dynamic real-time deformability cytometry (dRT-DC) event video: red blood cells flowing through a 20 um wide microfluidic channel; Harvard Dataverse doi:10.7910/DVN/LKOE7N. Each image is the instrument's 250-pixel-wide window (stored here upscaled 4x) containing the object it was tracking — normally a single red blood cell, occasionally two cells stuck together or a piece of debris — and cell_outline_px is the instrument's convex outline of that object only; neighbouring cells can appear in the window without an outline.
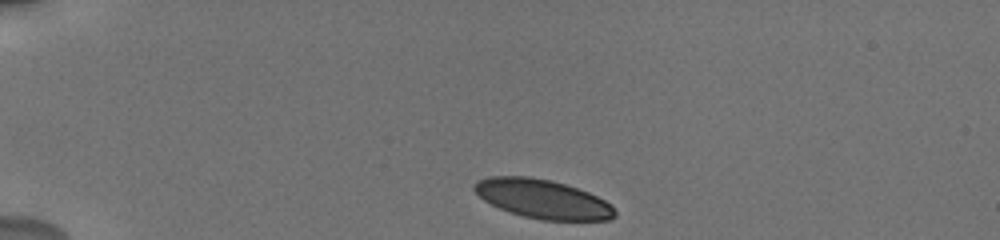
{"species": "human", "species_latin": "Homo sapiens", "temperature_condition": "cold", "stored_images_in_passage": 13, "camera_frame_rate_fps": 3000, "um_per_image_px": 0.085, "donor": {"sex": "male"}, "frame": {"image": 1, "passage_image": 1, "time_ms": 0.0, "image_size_px": [1000, 240], "cell_outline_px": [[616, 216], [608, 220], [544, 220], [524, 216], [500, 208], [484, 200], [472, 188], [476, 180], [492, 176], [528, 176], [552, 180], [588, 192], [612, 204], [616, 212]], "centroid_in_image_um": [46.14, 16.9], "position_along_channel_um": 38.9, "area_um2": 31.73}}
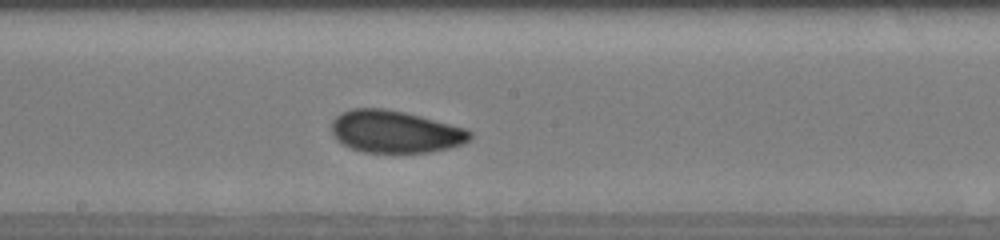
{"frame": {"image": 2, "passage_image": 10, "time_ms": 6.333, "image_size_px": [1000, 240], "cell_outline_px": [[472, 136], [468, 140], [460, 144], [448, 148], [428, 152], [364, 152], [352, 148], [336, 140], [332, 132], [332, 120], [336, 116], [352, 108], [384, 108], [404, 112], [468, 128], [472, 132]], "centroid_in_image_um": [33.59, 11.18], "position_along_channel_um": 214.6, "area_um2": 33.93}}
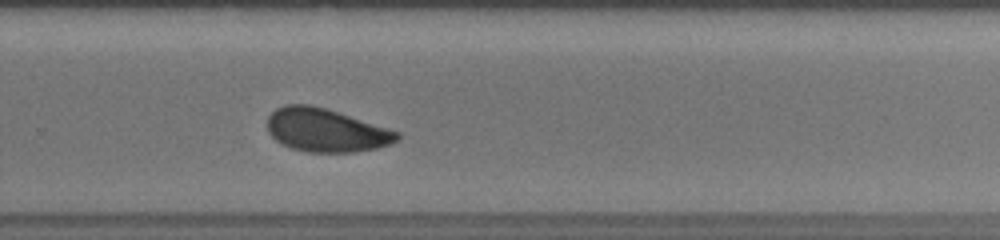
{"frame": {"image": 3, "passage_image": 13, "time_ms": 8.667, "image_size_px": [1000, 240], "cell_outline_px": [[400, 136], [396, 140], [388, 144], [376, 148], [356, 152], [308, 152], [292, 148], [280, 144], [268, 132], [268, 116], [276, 108], [284, 104], [312, 104], [328, 108], [400, 132]], "centroid_in_image_um": [27.68, 11.05], "position_along_channel_um": 302.1, "area_um2": 32.89}}